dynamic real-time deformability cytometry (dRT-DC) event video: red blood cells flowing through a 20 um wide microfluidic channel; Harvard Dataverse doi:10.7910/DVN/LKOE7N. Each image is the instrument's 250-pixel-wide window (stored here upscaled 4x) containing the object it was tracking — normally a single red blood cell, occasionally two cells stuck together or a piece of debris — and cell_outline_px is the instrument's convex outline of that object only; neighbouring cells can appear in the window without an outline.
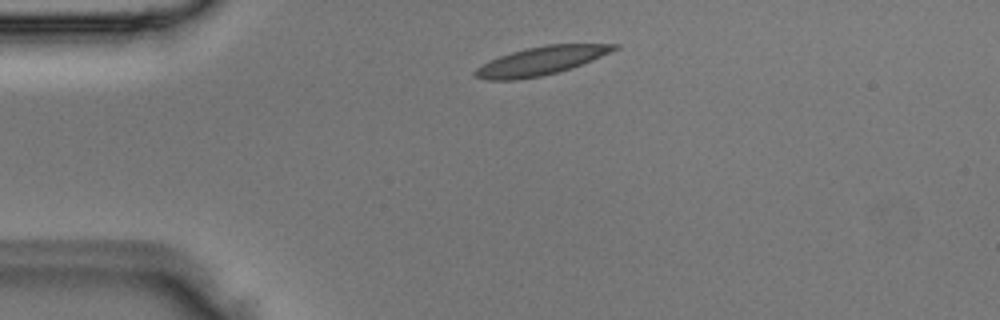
{"species": "Egyptian fruit bat (a non-hibernating species)", "species_latin": "Rousettus aegyptiacus", "temperature_condition": "room temperature", "stored_images_in_passage": 2, "camera_frame_rate_fps": 3000, "um_per_image_px": 0.085, "animal": {"sex": "male"}, "frame": {"image": 1, "passage_image": 1, "time_ms": 0.0, "image_size_px": [1000, 320], "cell_outline_px": [[620, 48], [592, 60], [572, 68], [540, 76], [516, 80], [484, 80], [476, 76], [472, 72], [476, 68], [500, 56], [512, 52], [528, 48], [548, 44], [620, 44]], "centroid_in_image_um": [46.0, 5.17], "position_along_channel_um": 39.0, "area_um2": 22.72}}